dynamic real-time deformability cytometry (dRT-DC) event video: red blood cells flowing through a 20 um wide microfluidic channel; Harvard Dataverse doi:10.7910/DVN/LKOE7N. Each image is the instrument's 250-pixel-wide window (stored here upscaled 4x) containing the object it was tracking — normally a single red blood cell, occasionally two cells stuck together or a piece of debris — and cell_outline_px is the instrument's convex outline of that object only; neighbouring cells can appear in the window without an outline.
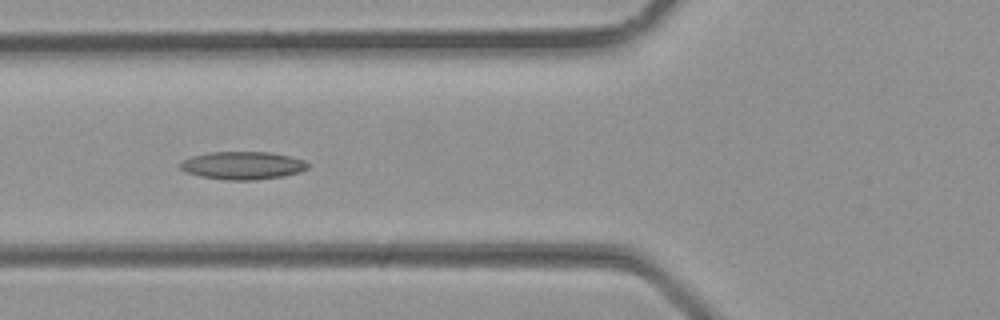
{"species": "common noctule bat (a hibernating species)", "species_latin": "Nyctalus noctula", "temperature_condition": "room temperature", "stored_images_in_passage": 31, "camera_frame_rate_fps": 3000, "um_per_image_px": 0.085, "animal": {"sex": "male", "body_mass_g": 23.1, "forearm_length_mm": 52.7}, "frame": {"image": 1, "passage_image": 10, "time_ms": 3.0, "image_size_px": [1000, 320], "cell_outline_px": [[308, 168], [300, 172], [284, 176], [256, 180], [228, 180], [200, 176], [184, 172], [180, 168], [180, 164], [184, 160], [192, 156], [208, 152], [268, 152], [288, 156], [304, 160], [308, 164]], "centroid_in_image_um": [20.62, 14.07], "position_along_channel_um": 105.2, "area_um2": 20.69}}
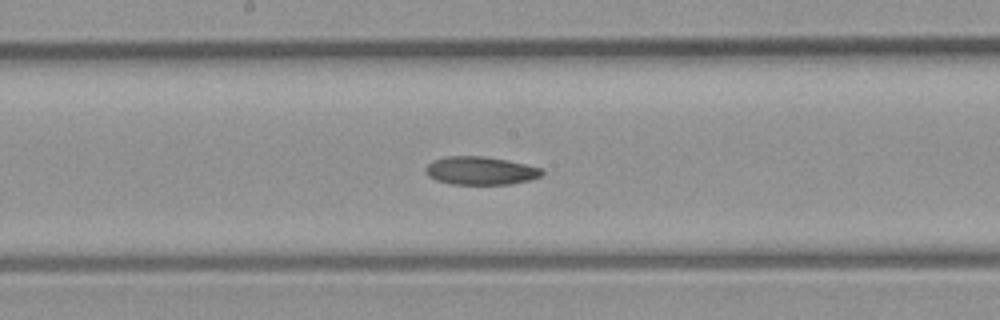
{"frame": {"image": 2, "passage_image": 15, "time_ms": 4.667, "image_size_px": [1000, 320], "cell_outline_px": [[544, 172], [540, 176], [528, 180], [508, 184], [452, 184], [436, 180], [428, 176], [424, 172], [424, 168], [432, 160], [448, 156], [484, 156], [508, 160], [540, 168]], "centroid_in_image_um": [40.78, 14.5], "position_along_channel_um": 207.4, "area_um2": 19.02}}
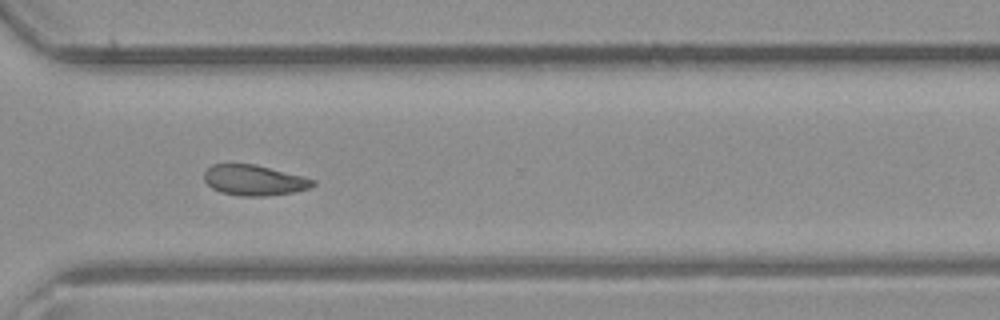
{"frame": {"image": 3, "passage_image": 22, "time_ms": 7.0, "image_size_px": [1000, 320], "cell_outline_px": [[316, 184], [308, 188], [292, 192], [268, 196], [240, 196], [220, 192], [212, 188], [204, 180], [204, 172], [212, 164], [256, 164], [304, 176], [316, 180]], "centroid_in_image_um": [21.61, 15.31], "position_along_channel_um": 349.0, "area_um2": 19.42}}